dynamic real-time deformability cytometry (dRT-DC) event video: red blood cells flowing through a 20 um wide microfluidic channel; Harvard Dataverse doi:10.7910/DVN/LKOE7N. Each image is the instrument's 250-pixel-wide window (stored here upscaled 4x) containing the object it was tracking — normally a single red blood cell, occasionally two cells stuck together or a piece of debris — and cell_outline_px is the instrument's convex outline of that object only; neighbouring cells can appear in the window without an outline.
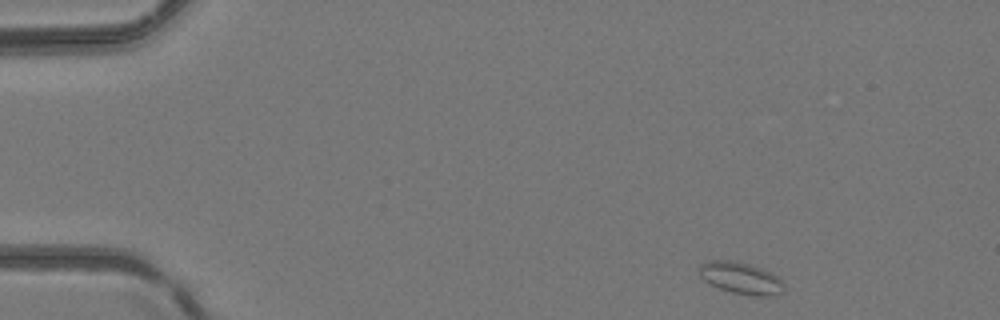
{"species": "common noctule bat (a hibernating species)", "species_latin": "Nyctalus noctula", "temperature_condition": "room temperature", "stored_images_in_passage": 43, "camera_frame_rate_fps": 3000, "um_per_image_px": 0.085, "animal": {"sex": "female", "body_mass_g": 24.6, "forearm_length_mm": 56.2}, "frame": {"image": 1, "passage_image": 1, "time_ms": 0.0, "image_size_px": [1000, 320], "cell_outline_px": [[784, 292], [772, 296], [748, 296], [732, 292], [708, 284], [700, 276], [700, 264], [708, 260], [732, 260], [748, 264], [772, 272], [784, 284]], "centroid_in_image_um": [62.98, 23.65], "position_along_channel_um": 22.0, "area_um2": 15.84}}
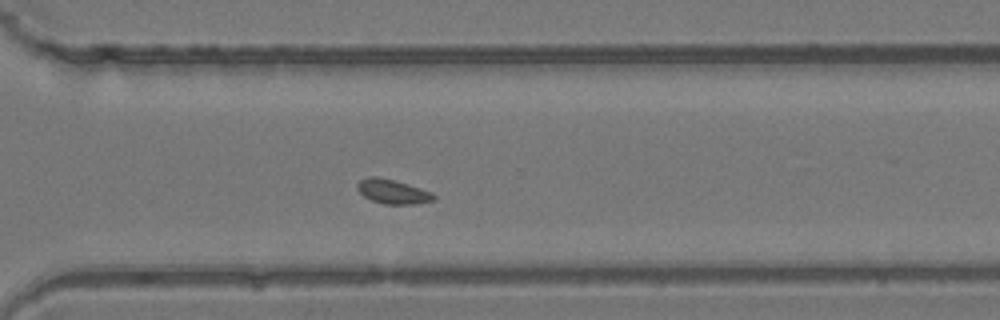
{"frame": {"image": 2, "passage_image": 30, "time_ms": 9.667, "image_size_px": [1000, 320], "cell_outline_px": [[436, 196], [432, 200], [412, 204], [384, 204], [372, 200], [364, 196], [356, 188], [356, 184], [360, 180], [368, 176], [376, 176], [408, 184], [432, 192]], "centroid_in_image_um": [33.34, 16.27], "position_along_channel_um": 337.3, "area_um2": 10.69}}
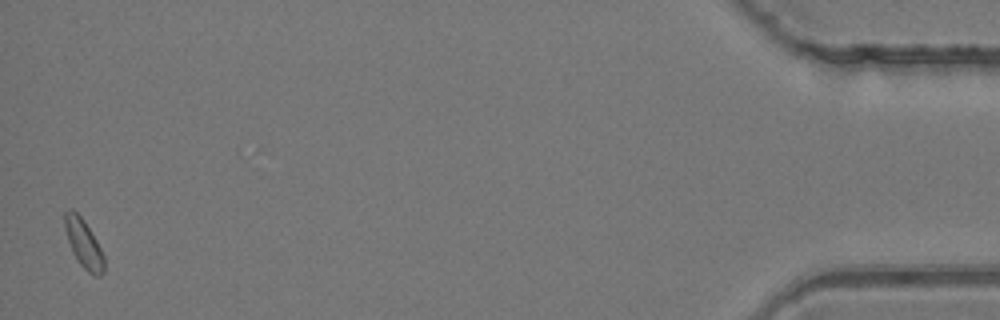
{"frame": {"image": 3, "passage_image": 43, "time_ms": 14.0, "image_size_px": [1000, 320], "cell_outline_px": [[104, 272], [100, 276], [96, 276], [88, 272], [76, 260], [72, 252], [64, 228], [64, 212], [68, 208], [72, 208], [84, 220], [96, 240], [104, 256]], "centroid_in_image_um": [7.09, 20.69], "position_along_channel_um": 428.1, "area_um2": 11.16}}